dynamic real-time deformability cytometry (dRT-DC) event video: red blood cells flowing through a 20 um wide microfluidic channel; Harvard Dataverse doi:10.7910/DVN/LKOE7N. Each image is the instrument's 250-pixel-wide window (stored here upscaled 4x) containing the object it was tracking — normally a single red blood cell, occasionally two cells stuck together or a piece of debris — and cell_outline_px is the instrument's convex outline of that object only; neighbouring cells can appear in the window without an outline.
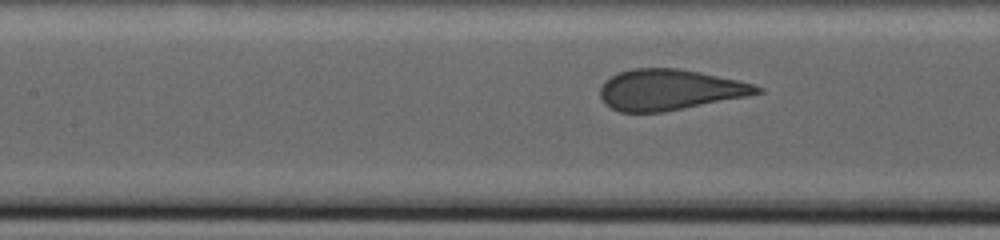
{"species": "human", "species_latin": "Homo sapiens", "temperature_condition": "warm", "stored_images_in_passage": 45, "camera_frame_rate_fps": 3000, "um_per_image_px": 0.085, "donor": {"sex": "male"}, "frame": {"image": 1, "passage_image": 7, "time_ms": 2.333, "image_size_px": [1000, 240], "cell_outline_px": [[764, 92], [748, 96], [664, 112], [620, 112], [604, 104], [600, 96], [600, 88], [604, 80], [620, 72], [632, 68], [676, 68], [700, 72], [736, 80], [752, 84], [764, 88]], "centroid_in_image_um": [56.9, 7.63], "position_along_channel_um": 150.5, "area_um2": 37.22}}
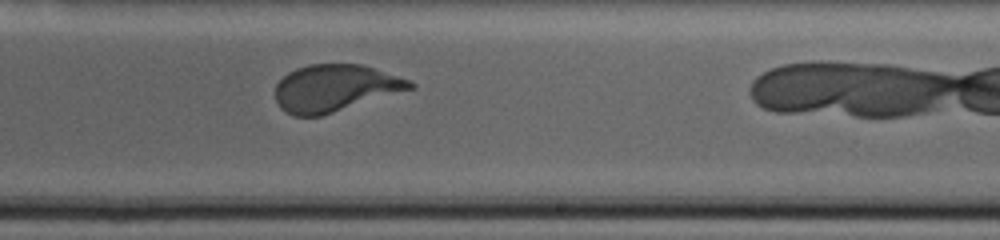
{"frame": {"image": 2, "passage_image": 23, "time_ms": 7.667, "image_size_px": [1000, 240], "cell_outline_px": [[416, 88], [320, 116], [292, 116], [284, 112], [276, 104], [276, 84], [288, 72], [296, 68], [308, 64], [360, 64], [408, 80], [416, 84]], "centroid_in_image_um": [28.43, 7.5], "position_along_channel_um": 260.6, "area_um2": 36.76}}
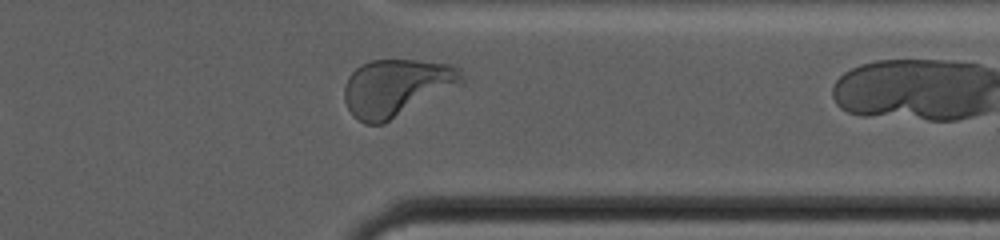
{"frame": {"image": 3, "passage_image": 39, "time_ms": 13.333, "image_size_px": [1000, 240], "cell_outline_px": [[464, 84], [384, 124], [364, 124], [352, 116], [344, 100], [344, 84], [348, 76], [360, 64], [372, 60], [416, 60], [452, 64], [460, 68], [464, 76]], "centroid_in_image_um": [33.72, 7.45], "position_along_channel_um": 377.7, "area_um2": 39.82}}